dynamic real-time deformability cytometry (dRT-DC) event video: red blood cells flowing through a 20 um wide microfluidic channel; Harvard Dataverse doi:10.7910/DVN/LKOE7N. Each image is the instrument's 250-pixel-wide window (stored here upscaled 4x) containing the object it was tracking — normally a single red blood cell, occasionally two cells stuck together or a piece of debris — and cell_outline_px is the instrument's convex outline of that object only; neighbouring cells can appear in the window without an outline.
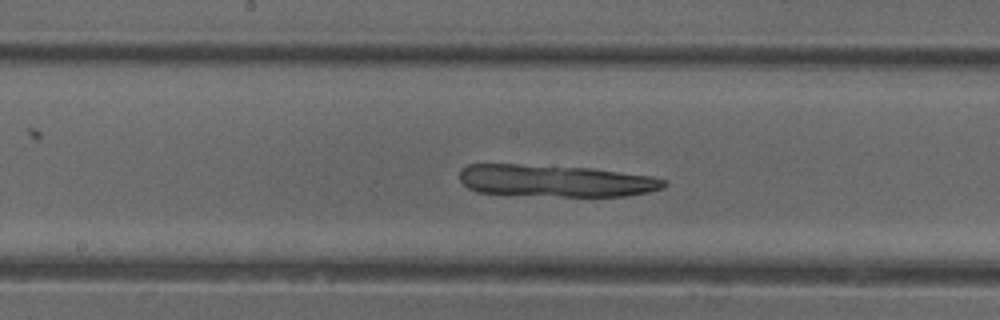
{"species": "common noctule bat (a hibernating species)", "species_latin": "Nyctalus noctula", "temperature_condition": "cold", "stored_images_in_passage": 49, "camera_frame_rate_fps": 3000, "um_per_image_px": 0.085, "animal": {"sex": "female"}, "frame": {"image": 1, "passage_image": 24, "time_ms": 7.667, "image_size_px": [1000, 320], "cell_outline_px": [[668, 184], [664, 188], [648, 192], [624, 196], [560, 196], [476, 192], [468, 188], [460, 180], [460, 168], [468, 164], [516, 164], [592, 168], [652, 176], [668, 180]], "centroid_in_image_um": [47.25, 15.36], "position_along_channel_um": 201.0, "area_um2": 38.21}}